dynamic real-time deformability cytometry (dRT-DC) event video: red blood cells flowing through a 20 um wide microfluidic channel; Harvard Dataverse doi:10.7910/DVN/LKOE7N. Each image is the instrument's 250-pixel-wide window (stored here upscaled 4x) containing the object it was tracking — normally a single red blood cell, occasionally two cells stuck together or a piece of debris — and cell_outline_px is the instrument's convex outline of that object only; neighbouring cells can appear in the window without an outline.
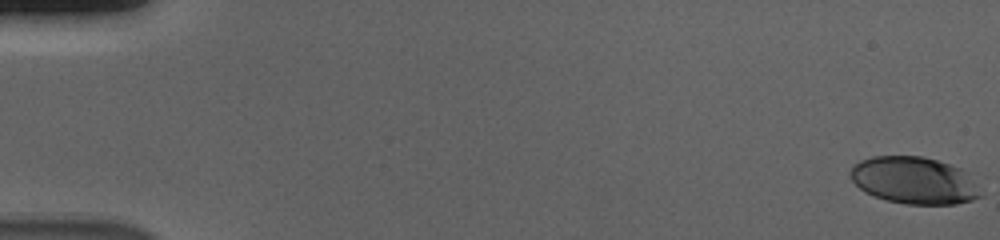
{"species": "human", "species_latin": "Homo sapiens", "temperature_condition": "cold", "stored_images_in_passage": 57, "camera_frame_rate_fps": 3000, "um_per_image_px": 0.085, "donor": {"sex": "male"}, "frame": {"image": 1, "passage_image": 1, "time_ms": 0.0, "image_size_px": [1000, 240], "cell_outline_px": [[984, 196], [972, 200], [956, 204], [904, 204], [884, 200], [864, 192], [848, 176], [848, 172], [852, 164], [860, 160], [872, 156], [924, 156], [960, 168], [968, 172]], "centroid_in_image_um": [77.67, 15.34], "position_along_channel_um": 7.3, "area_um2": 36.18}}
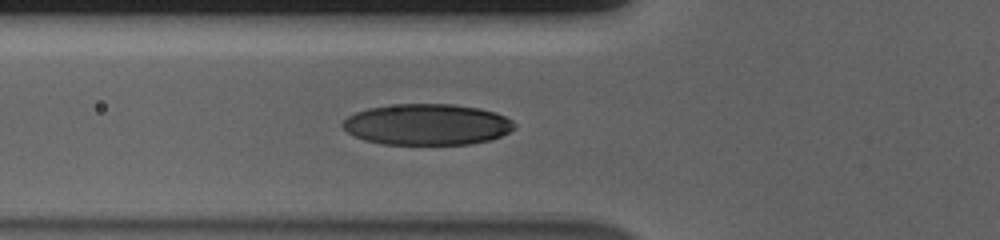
{"frame": {"image": 2, "passage_image": 22, "time_ms": 7.0, "image_size_px": [1000, 240], "cell_outline_px": [[516, 128], [500, 136], [488, 140], [472, 144], [380, 144], [364, 140], [348, 132], [340, 124], [348, 116], [356, 112], [368, 108], [388, 104], [452, 104], [480, 108], [496, 112], [512, 120], [516, 124]], "centroid_in_image_um": [36.3, 10.57], "position_along_channel_um": 89.5, "area_um2": 41.33}}
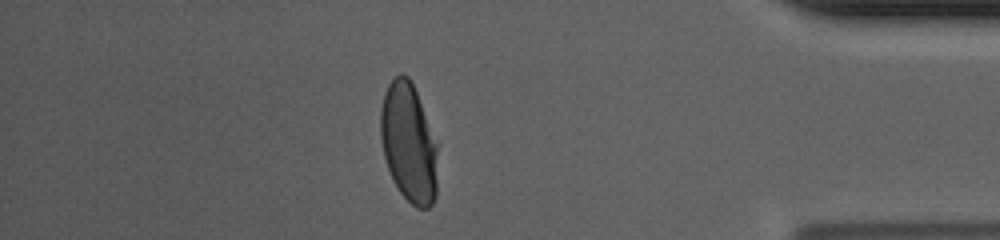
{"frame": {"image": 3, "passage_image": 50, "time_ms": 16.333, "image_size_px": [1000, 240], "cell_outline_px": [[436, 196], [432, 204], [428, 208], [416, 208], [400, 192], [392, 180], [384, 156], [380, 136], [380, 108], [384, 92], [388, 84], [400, 72], [408, 76], [416, 92], [436, 144]], "centroid_in_image_um": [34.7, 12.15], "position_along_channel_um": 400.5, "area_um2": 39.19}, "authors_computed_cell_mechanics": {"area_um2": 39.9398, "velocity_mm_per_s": 3.6832, "shape_relaxation_time_tau1_ms": 4.4732, "shape_relaxation_time_tau2_ms": null, "deformation_change_tau1": 0.1859, "deformation_change_tau2": null}}